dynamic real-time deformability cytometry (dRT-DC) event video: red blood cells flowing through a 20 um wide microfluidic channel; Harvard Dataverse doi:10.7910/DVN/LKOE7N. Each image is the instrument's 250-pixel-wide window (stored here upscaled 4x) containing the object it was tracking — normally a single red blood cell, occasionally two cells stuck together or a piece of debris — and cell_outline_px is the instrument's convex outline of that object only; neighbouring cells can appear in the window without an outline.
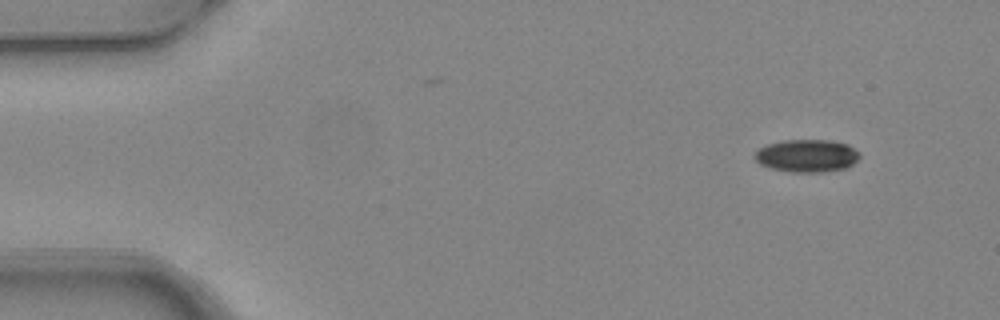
{"species": "common noctule bat (a hibernating species)", "species_latin": "Nyctalus noctula", "temperature_condition": "warm", "stored_images_in_passage": 5, "segment_of_instrument_passage": [1, 2], "camera_frame_rate_fps": 3000, "um_per_image_px": 0.085, "animal": {"sex": "female", "body_mass_g": 24.6, "forearm_length_mm": 56.2}, "frame": {"image": 1, "passage_image": 1, "time_ms": 0.0, "image_size_px": [1000, 320], "cell_outline_px": [[860, 156], [852, 164], [844, 168], [820, 172], [792, 172], [768, 168], [760, 164], [752, 156], [756, 148], [768, 144], [784, 140], [828, 140], [848, 144], [860, 152]], "centroid_in_image_um": [68.53, 13.23], "position_along_channel_um": 16.5, "area_um2": 20.11}}
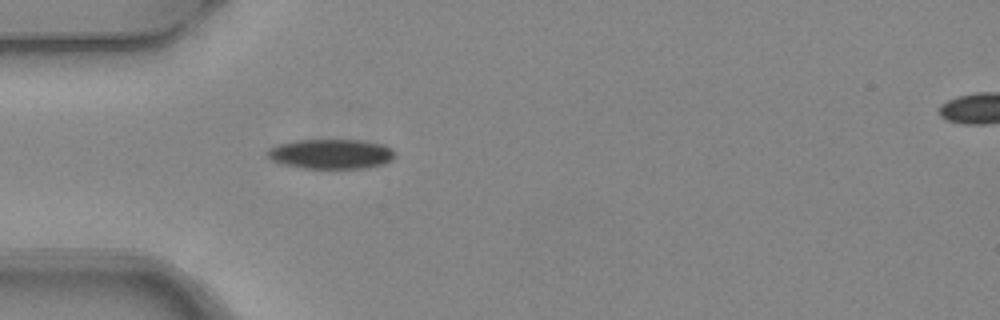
{"frame": {"image": 2, "passage_image": 4, "time_ms": 1.0, "image_size_px": [1000, 320], "cell_outline_px": [[396, 156], [392, 160], [384, 164], [360, 168], [300, 168], [280, 164], [272, 160], [268, 156], [268, 148], [280, 144], [296, 140], [360, 140], [384, 144], [392, 148], [396, 152]], "centroid_in_image_um": [28.17, 13.08], "position_along_channel_um": 56.8, "area_um2": 22.25}}